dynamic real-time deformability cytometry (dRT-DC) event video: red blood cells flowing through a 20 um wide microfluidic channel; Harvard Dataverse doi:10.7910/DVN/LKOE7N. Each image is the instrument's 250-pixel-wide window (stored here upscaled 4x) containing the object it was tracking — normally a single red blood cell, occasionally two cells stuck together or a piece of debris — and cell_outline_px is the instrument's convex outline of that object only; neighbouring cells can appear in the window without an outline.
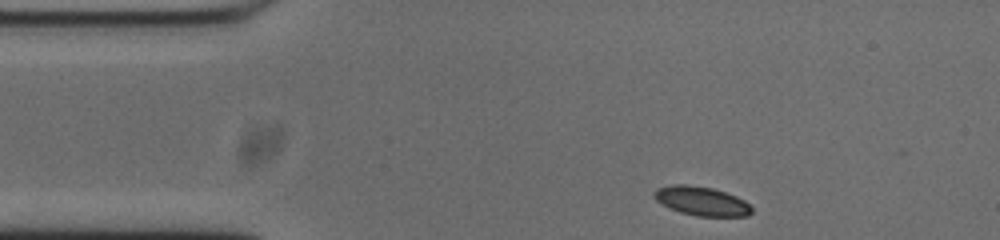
{"species": "common noctule bat (a hibernating species)", "species_latin": "Nyctalus noctula", "temperature_condition": "cold", "stored_images_in_passage": 47, "camera_frame_rate_fps": 3000, "um_per_image_px": 0.085, "animal": {"sex": "male", "body_mass_g": 20.0, "forearm_length_mm": 53.3}, "frame": {"image": 1, "passage_image": 1, "time_ms": 0.0, "image_size_px": [1000, 240], "cell_outline_px": [[752, 212], [748, 216], [696, 216], [680, 212], [668, 208], [656, 200], [652, 196], [652, 192], [656, 188], [672, 184], [688, 184], [712, 188], [736, 196], [744, 200], [752, 208]], "centroid_in_image_um": [59.58, 17.08], "position_along_channel_um": 25.4, "area_um2": 16.65}}
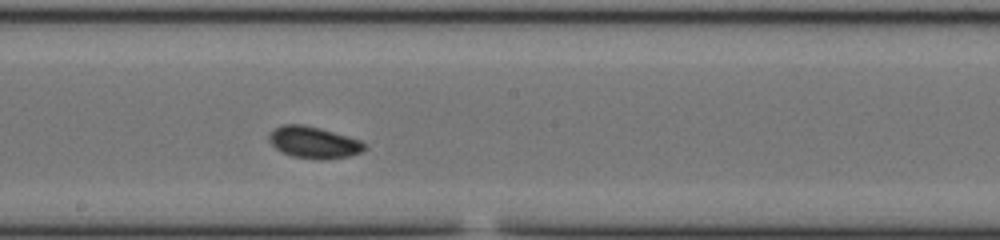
{"frame": {"image": 2, "passage_image": 21, "time_ms": 6.667, "image_size_px": [1000, 240], "cell_outline_px": [[368, 148], [360, 152], [348, 156], [320, 160], [292, 156], [276, 148], [268, 140], [268, 136], [276, 128], [284, 124], [300, 124], [320, 128], [348, 136], [360, 140]], "centroid_in_image_um": [26.68, 12.1], "position_along_channel_um": 221.5, "area_um2": 17.4}}
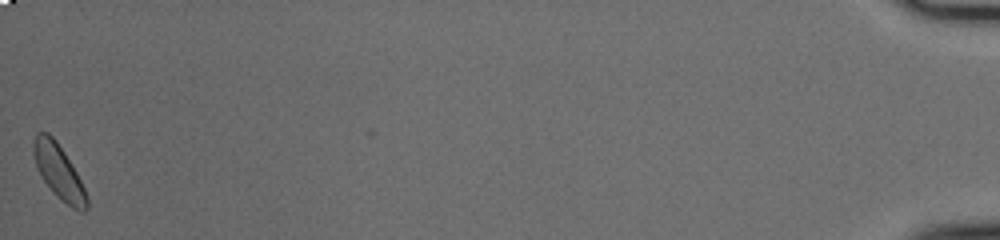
{"frame": {"image": 3, "passage_image": 47, "time_ms": 15.333, "image_size_px": [1000, 240], "cell_outline_px": [[88, 208], [84, 212], [80, 212], [72, 208], [60, 200], [52, 192], [44, 180], [36, 164], [32, 152], [32, 144], [36, 132], [48, 132], [56, 140], [64, 152], [76, 172], [88, 196]], "centroid_in_image_um": [5.0, 14.61], "position_along_channel_um": 430.2, "area_um2": 16.88}, "authors_computed_cell_mechanics": {"area_um2": 16.5886, "velocity_mm_per_s": 3.6817, "shape_relaxation_time_tau1_ms": 2.0948, "shape_relaxation_time_tau2_ms": 10.5648, "deformation_change_tau1": 0.0461, "deformation_change_tau2": 0.1263}}